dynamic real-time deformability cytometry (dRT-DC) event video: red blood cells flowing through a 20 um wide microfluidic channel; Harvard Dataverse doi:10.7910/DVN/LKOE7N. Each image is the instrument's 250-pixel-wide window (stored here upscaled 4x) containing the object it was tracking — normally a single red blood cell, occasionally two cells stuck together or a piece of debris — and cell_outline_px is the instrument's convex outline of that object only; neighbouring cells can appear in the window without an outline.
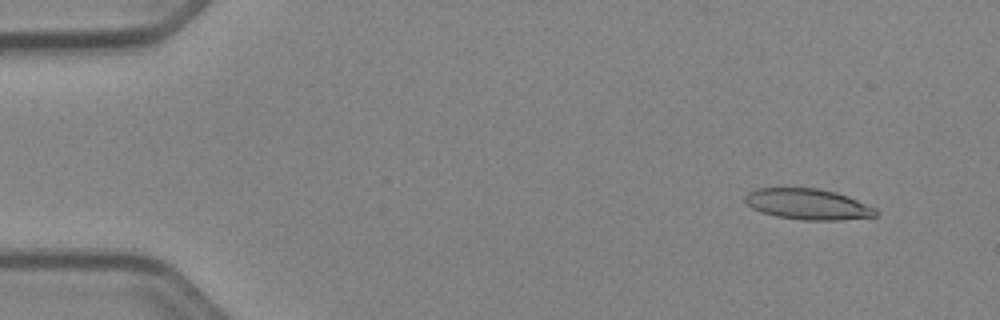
{"species": "Egyptian fruit bat (a non-hibernating species)", "species_latin": "Rousettus aegyptiacus", "temperature_condition": "cold", "stored_images_in_passage": 49, "camera_frame_rate_fps": 3000, "um_per_image_px": 0.085, "animal": {"sex": "female"}, "frame": {"image": 1, "passage_image": 2, "time_ms": 0.333, "image_size_px": [1000, 320], "cell_outline_px": [[876, 216], [840, 220], [804, 220], [776, 216], [760, 212], [752, 208], [744, 200], [744, 196], [748, 192], [756, 188], [816, 188], [836, 192], [848, 196], [876, 208]], "centroid_in_image_um": [68.64, 17.35], "position_along_channel_um": 16.4, "area_um2": 23.47}}
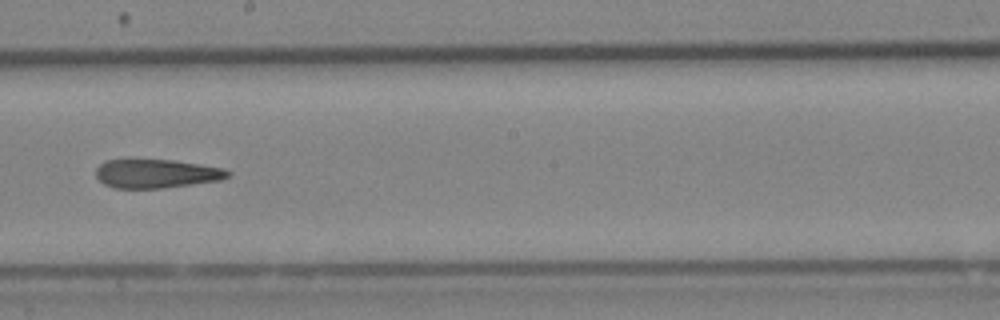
{"frame": {"image": 2, "passage_image": 27, "time_ms": 8.667, "image_size_px": [1000, 320], "cell_outline_px": [[232, 172], [228, 176], [220, 180], [192, 184], [160, 188], [116, 188], [104, 184], [96, 176], [96, 168], [104, 160], [128, 156], [172, 160], [224, 168]], "centroid_in_image_um": [13.21, 14.7], "position_along_channel_um": 235.0, "area_um2": 22.89}}
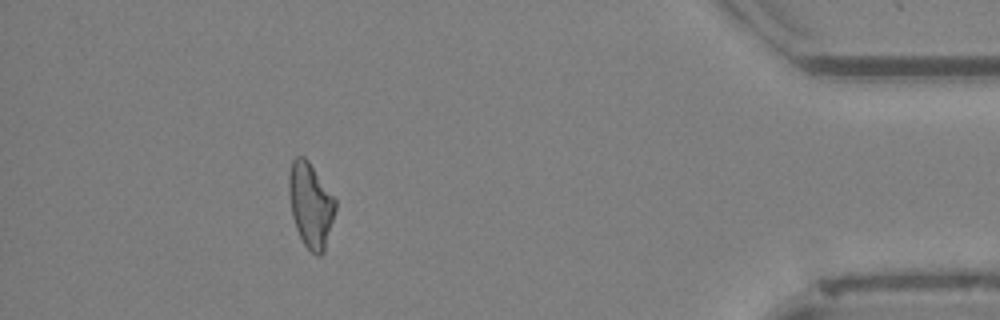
{"frame": {"image": 3, "passage_image": 44, "time_ms": 14.333, "image_size_px": [1000, 320], "cell_outline_px": [[336, 208], [324, 252], [320, 256], [316, 256], [304, 244], [296, 228], [292, 216], [288, 192], [288, 176], [292, 160], [296, 156], [304, 156], [308, 160], [336, 200]], "centroid_in_image_um": [26.39, 17.42], "position_along_channel_um": 408.8, "area_um2": 22.89}, "authors_computed_cell_mechanics": {"area_um2": 23.2934, "velocity_mm_per_s": 3.9673, "shape_relaxation_time_tau1_ms": null, "shape_relaxation_time_tau2_ms": 7.0109, "deformation_change_tau1": null, "deformation_change_tau2": 0.2041}}